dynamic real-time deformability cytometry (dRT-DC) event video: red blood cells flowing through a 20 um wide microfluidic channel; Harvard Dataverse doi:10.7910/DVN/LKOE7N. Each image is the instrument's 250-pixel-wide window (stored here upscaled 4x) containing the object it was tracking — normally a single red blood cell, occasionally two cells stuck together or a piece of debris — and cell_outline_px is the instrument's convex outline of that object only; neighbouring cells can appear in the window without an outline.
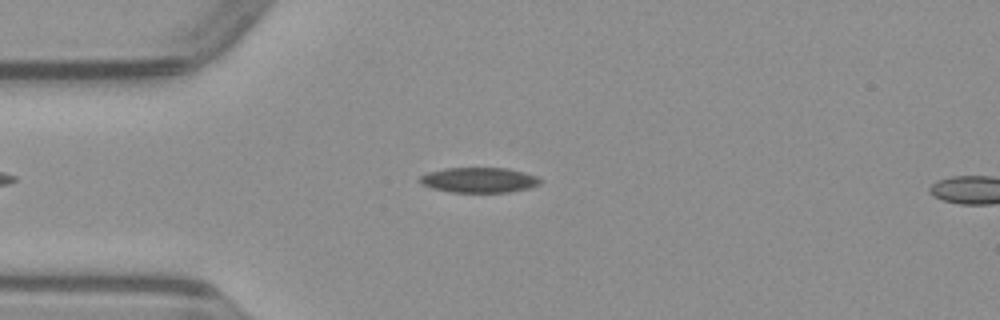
{"species": "common noctule bat (a hibernating species)", "species_latin": "Nyctalus noctula", "temperature_condition": "warm", "stored_images_in_passage": 13, "camera_frame_rate_fps": 3000, "um_per_image_px": 0.085, "animal": {"sex": "male", "body_mass_g": 23.1, "forearm_length_mm": 52.7}, "frame": {"image": 1, "passage_image": 10, "time_ms": 3.0, "image_size_px": [1000, 320], "cell_outline_px": [[544, 180], [540, 184], [528, 188], [508, 192], [452, 192], [432, 188], [420, 184], [416, 180], [420, 176], [428, 172], [444, 168], [508, 168], [540, 176]], "centroid_in_image_um": [40.73, 15.29], "position_along_channel_um": 44.3, "area_um2": 17.92}}